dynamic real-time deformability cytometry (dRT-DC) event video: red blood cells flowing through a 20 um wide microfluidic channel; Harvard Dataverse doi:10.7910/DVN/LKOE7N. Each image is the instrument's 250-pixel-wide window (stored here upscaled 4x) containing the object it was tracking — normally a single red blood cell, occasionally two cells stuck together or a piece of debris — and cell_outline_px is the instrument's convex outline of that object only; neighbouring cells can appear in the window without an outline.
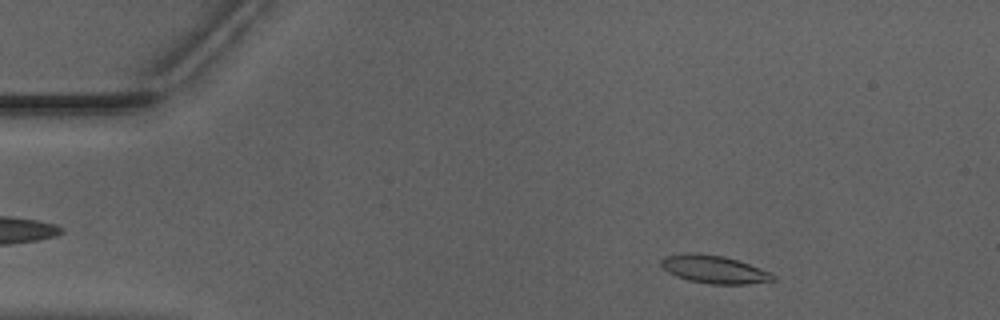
{"species": "Egyptian fruit bat (a non-hibernating species)", "species_latin": "Rousettus aegyptiacus", "temperature_condition": "warm", "stored_images_in_passage": 50, "camera_frame_rate_fps": 3000, "um_per_image_px": 0.085, "animal": {"sex": "male"}, "frame": {"image": 1, "passage_image": 6, "time_ms": 1.667, "image_size_px": [1000, 320], "cell_outline_px": [[776, 280], [748, 284], [712, 284], [688, 280], [676, 276], [668, 272], [660, 264], [660, 260], [668, 256], [684, 252], [724, 256], [772, 272], [776, 276]], "centroid_in_image_um": [60.72, 22.9], "position_along_channel_um": 24.3, "area_um2": 18.09}}
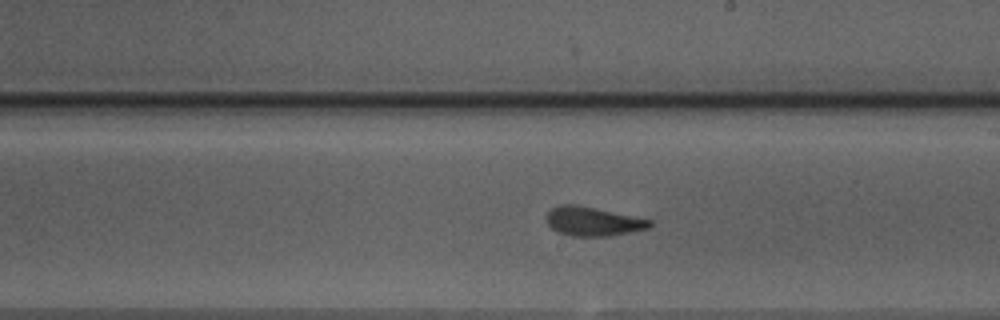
{"frame": {"image": 2, "passage_image": 28, "time_ms": 9.0, "image_size_px": [1000, 320], "cell_outline_px": [[652, 224], [648, 228], [608, 236], [572, 236], [556, 232], [548, 224], [544, 216], [552, 208], [560, 204], [576, 204], [596, 208], [652, 220]], "centroid_in_image_um": [50.34, 18.81], "position_along_channel_um": 238.7, "area_um2": 17.46}}
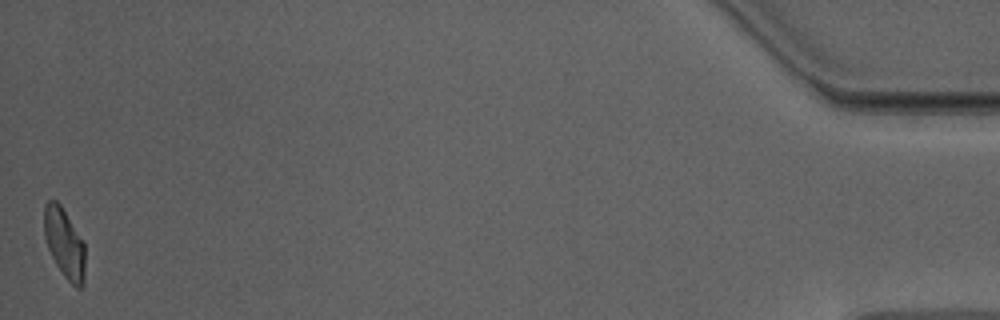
{"frame": {"image": 3, "passage_image": 50, "time_ms": 16.333, "image_size_px": [1000, 320], "cell_outline_px": [[84, 284], [80, 288], [76, 288], [64, 276], [56, 264], [48, 248], [44, 236], [44, 204], [48, 200], [56, 200], [60, 204], [84, 240]], "centroid_in_image_um": [5.47, 20.65], "position_along_channel_um": 429.7, "area_um2": 16.7}, "authors_computed_cell_mechanics": {"area_um2": 17.6868, "velocity_mm_per_s": 3.959, "shape_relaxation_time_tau1_ms": 4.9535, "shape_relaxation_time_tau2_ms": 1.6595, "deformation_change_tau1": 0.1543, "deformation_change_tau2": 0.0966}}